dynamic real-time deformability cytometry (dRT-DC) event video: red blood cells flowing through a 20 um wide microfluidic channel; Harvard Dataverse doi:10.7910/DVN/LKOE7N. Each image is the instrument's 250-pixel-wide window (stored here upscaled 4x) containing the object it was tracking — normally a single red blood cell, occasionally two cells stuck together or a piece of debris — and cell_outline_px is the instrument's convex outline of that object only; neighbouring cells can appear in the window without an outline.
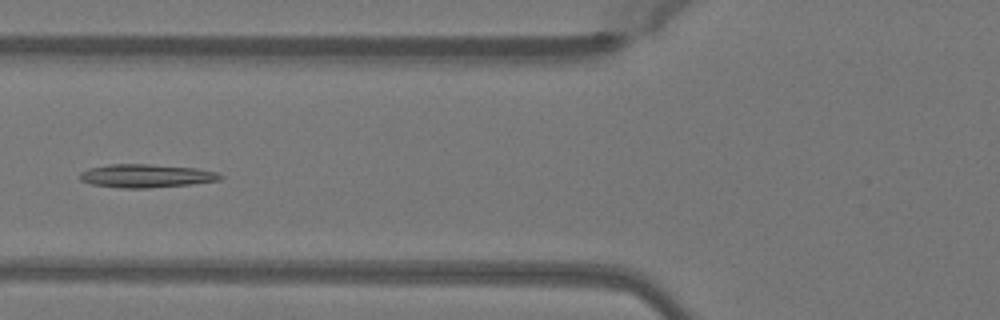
{"species": "Egyptian fruit bat (a non-hibernating species)", "species_latin": "Rousettus aegyptiacus", "temperature_condition": "warm", "stored_images_in_passage": 37, "camera_frame_rate_fps": 3000, "um_per_image_px": 0.085, "animal": {"sex": "female"}, "frame": {"image": 1, "passage_image": 7, "time_ms": 2.0, "image_size_px": [1000, 320], "cell_outline_px": [[224, 176], [220, 180], [192, 184], [148, 188], [120, 188], [92, 184], [80, 180], [80, 172], [88, 168], [108, 164], [148, 164], [196, 168], [216, 172]], "centroid_in_image_um": [12.41, 14.95], "position_along_channel_um": 113.4, "area_um2": 19.13}}
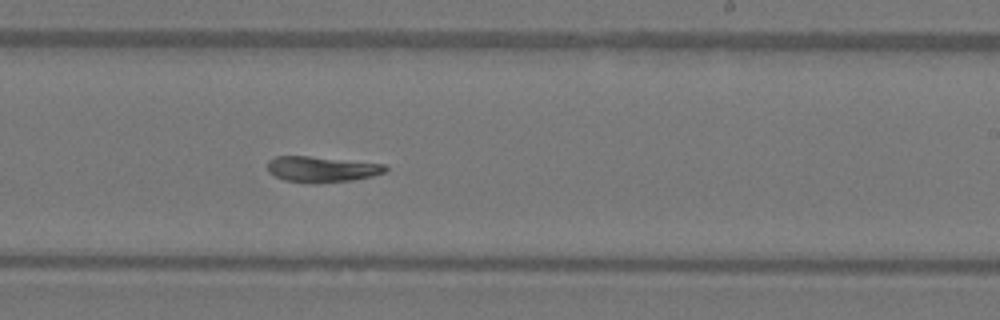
{"frame": {"image": 2, "passage_image": 18, "time_ms": 5.667, "image_size_px": [1000, 320], "cell_outline_px": [[388, 172], [372, 176], [352, 180], [316, 184], [312, 184], [284, 180], [268, 172], [268, 160], [276, 156], [308, 156], [384, 164], [388, 168]], "centroid_in_image_um": [27.35, 14.4], "position_along_channel_um": 261.7, "area_um2": 17.8}}
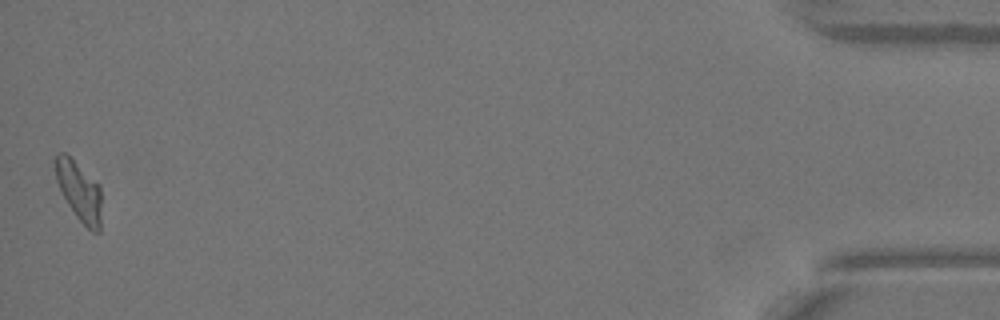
{"frame": {"image": 3, "passage_image": 37, "time_ms": 12.0, "image_size_px": [1000, 320], "cell_outline_px": [[100, 232], [92, 232], [76, 216], [68, 204], [56, 180], [52, 160], [56, 152], [64, 152], [100, 184]], "centroid_in_image_um": [6.69, 16.19], "position_along_channel_um": 428.5, "area_um2": 16.01}, "authors_computed_cell_mechanics": {"area_um2": 18.0336, "velocity_mm_per_s": 4.0477, "shape_relaxation_time_tau1_ms": null, "shape_relaxation_time_tau2_ms": 5.2414, "deformation_change_tau1": null, "deformation_change_tau2": 0.1401}}